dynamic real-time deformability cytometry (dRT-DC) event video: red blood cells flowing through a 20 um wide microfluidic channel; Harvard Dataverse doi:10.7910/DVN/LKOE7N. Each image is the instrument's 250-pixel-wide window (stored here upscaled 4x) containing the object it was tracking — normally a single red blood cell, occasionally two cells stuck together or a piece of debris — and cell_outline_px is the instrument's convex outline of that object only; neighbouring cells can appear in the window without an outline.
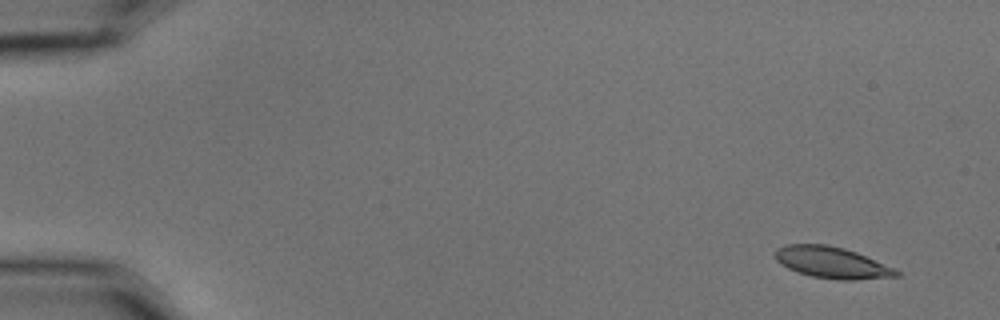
{"species": "common noctule bat (a hibernating species)", "species_latin": "Nyctalus noctula", "temperature_condition": "cold", "stored_images_in_passage": 4, "camera_frame_rate_fps": 3000, "um_per_image_px": 0.085, "animal": {"sex": "male", "body_mass_g": 15.6}, "frame": {"image": 1, "passage_image": 1, "time_ms": 0.0, "image_size_px": [1000, 320], "cell_outline_px": [[900, 276], [856, 280], [836, 280], [812, 276], [796, 272], [780, 264], [776, 260], [776, 248], [784, 244], [828, 244], [844, 248], [856, 252], [892, 268], [900, 272]], "centroid_in_image_um": [70.66, 22.32], "position_along_channel_um": 14.3, "area_um2": 22.14}}
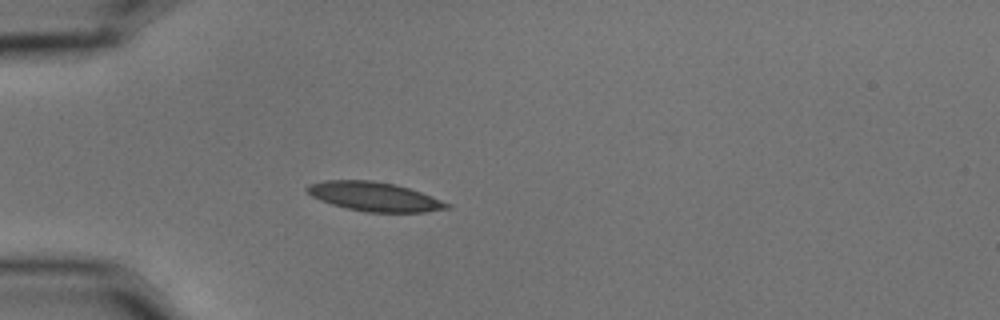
{"frame": {"image": 2, "passage_image": 4, "time_ms": 1.0, "image_size_px": [1000, 320], "cell_outline_px": [[452, 208], [428, 212], [368, 212], [348, 208], [332, 204], [320, 200], [312, 196], [304, 188], [308, 184], [324, 180], [372, 180], [396, 184], [420, 192], [452, 204]], "centroid_in_image_um": [31.84, 16.71], "position_along_channel_um": 53.2, "area_um2": 23.76}}